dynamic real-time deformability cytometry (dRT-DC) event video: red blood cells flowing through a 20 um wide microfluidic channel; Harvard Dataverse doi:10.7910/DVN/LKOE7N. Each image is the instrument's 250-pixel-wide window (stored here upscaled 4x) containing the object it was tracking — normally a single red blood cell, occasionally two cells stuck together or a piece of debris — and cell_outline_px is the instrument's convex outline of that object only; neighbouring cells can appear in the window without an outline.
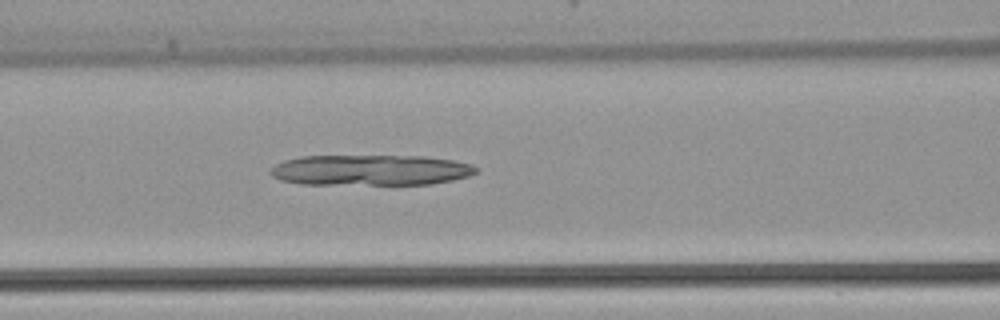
{"species": "common noctule bat (a hibernating species)", "species_latin": "Nyctalus noctula", "temperature_condition": "warm", "stored_images_in_passage": 45, "camera_frame_rate_fps": 3000, "um_per_image_px": 0.085, "animal": {"sex": "female", "body_mass_g": 22.7, "forearm_length_mm": 54.2}, "frame": {"image": 1, "passage_image": 19, "time_ms": 6.0, "image_size_px": [1000, 320], "cell_outline_px": [[480, 168], [476, 172], [468, 176], [452, 180], [432, 184], [300, 184], [280, 180], [272, 176], [268, 172], [276, 164], [284, 160], [300, 156], [424, 156], [452, 160], [472, 164]], "centroid_in_image_um": [31.49, 14.46], "position_along_channel_um": 135.1, "area_um2": 36.88}}
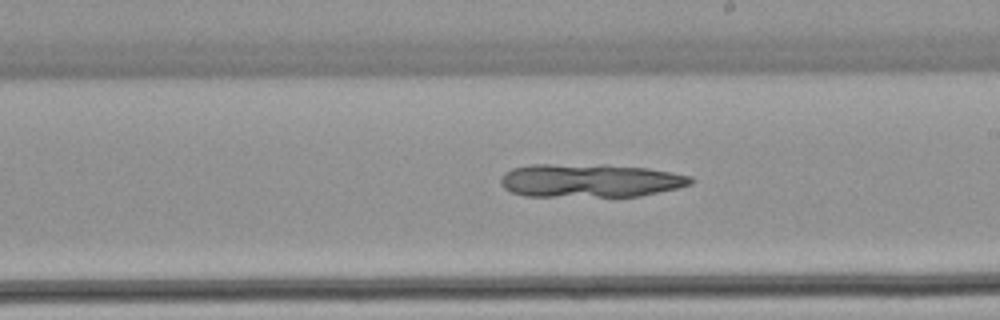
{"frame": {"image": 2, "passage_image": 26, "time_ms": 8.333, "image_size_px": [1000, 320], "cell_outline_px": [[692, 184], [676, 188], [640, 196], [524, 196], [512, 192], [504, 188], [500, 184], [500, 176], [504, 172], [512, 168], [532, 164], [608, 164], [648, 168], [692, 176]], "centroid_in_image_um": [50.11, 15.33], "position_along_channel_um": 238.9, "area_um2": 37.34}}
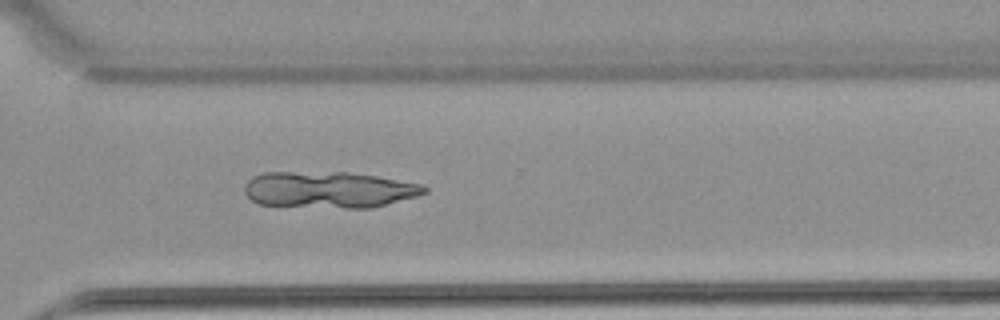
{"frame": {"image": 3, "passage_image": 33, "time_ms": 10.667, "image_size_px": [1000, 320], "cell_outline_px": [[428, 192], [416, 196], [372, 208], [344, 208], [256, 204], [244, 192], [244, 184], [252, 176], [264, 172], [348, 172], [376, 176], [420, 184], [428, 188]], "centroid_in_image_um": [27.93, 16.12], "position_along_channel_um": 342.7, "area_um2": 38.21}}